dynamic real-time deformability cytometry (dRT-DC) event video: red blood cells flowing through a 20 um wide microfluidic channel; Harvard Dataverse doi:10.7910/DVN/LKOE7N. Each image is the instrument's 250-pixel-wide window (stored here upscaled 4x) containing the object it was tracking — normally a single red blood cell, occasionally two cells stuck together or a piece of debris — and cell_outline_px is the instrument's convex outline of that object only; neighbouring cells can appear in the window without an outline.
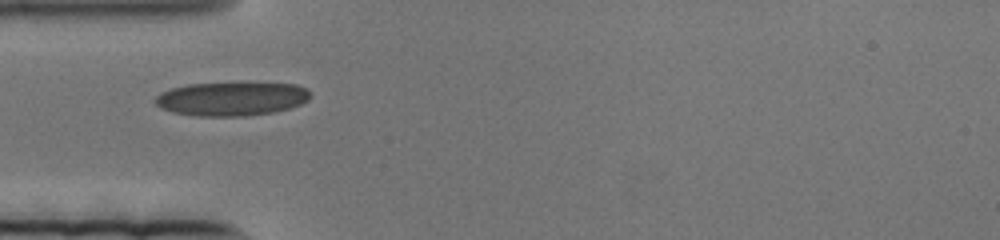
{"species": "human", "species_latin": "Homo sapiens", "temperature_condition": "cold", "stored_images_in_passage": 61, "camera_frame_rate_fps": 3000, "um_per_image_px": 0.085, "donor": {"sex": "female"}, "frame": {"image": 1, "passage_image": 1, "time_ms": 0.0, "image_size_px": [1000, 240], "cell_outline_px": [[312, 96], [308, 100], [300, 104], [288, 108], [272, 112], [248, 116], [196, 116], [172, 112], [160, 108], [156, 104], [156, 96], [160, 92], [172, 88], [188, 84], [296, 84], [308, 88]], "centroid_in_image_um": [19.68, 8.41], "position_along_channel_um": 65.3, "area_um2": 30.23}}
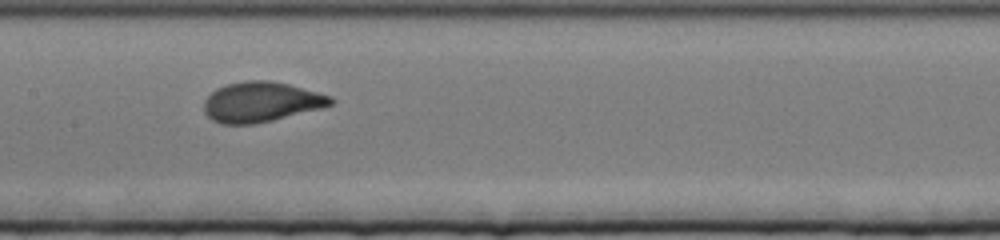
{"frame": {"image": 2, "passage_image": 16, "time_ms": 5.0, "image_size_px": [1000, 240], "cell_outline_px": [[336, 100], [332, 104], [324, 108], [256, 124], [220, 124], [212, 120], [204, 112], [204, 100], [216, 88], [228, 84], [248, 80], [268, 80], [288, 84], [332, 96]], "centroid_in_image_um": [22.22, 8.68], "position_along_channel_um": 185.2, "area_um2": 29.77}}
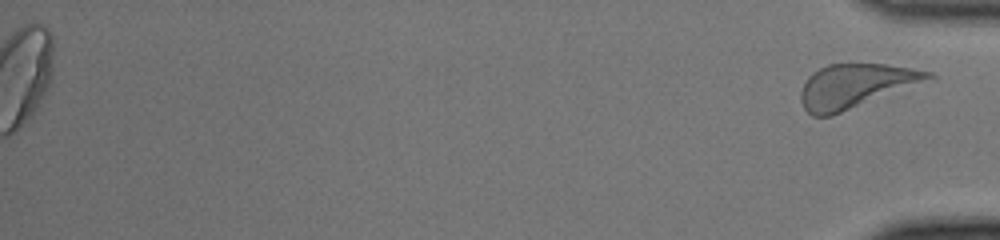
{"frame": {"image": 3, "passage_image": 61, "time_ms": 20.0, "image_size_px": [1000, 240], "cell_outline_px": [[936, 80], [832, 116], [812, 116], [804, 108], [800, 100], [800, 92], [808, 76], [812, 72], [828, 64], [884, 64], [932, 72], [936, 76]], "centroid_in_image_um": [72.8, 7.32], "position_along_channel_um": 362.4, "area_um2": 33.41}}